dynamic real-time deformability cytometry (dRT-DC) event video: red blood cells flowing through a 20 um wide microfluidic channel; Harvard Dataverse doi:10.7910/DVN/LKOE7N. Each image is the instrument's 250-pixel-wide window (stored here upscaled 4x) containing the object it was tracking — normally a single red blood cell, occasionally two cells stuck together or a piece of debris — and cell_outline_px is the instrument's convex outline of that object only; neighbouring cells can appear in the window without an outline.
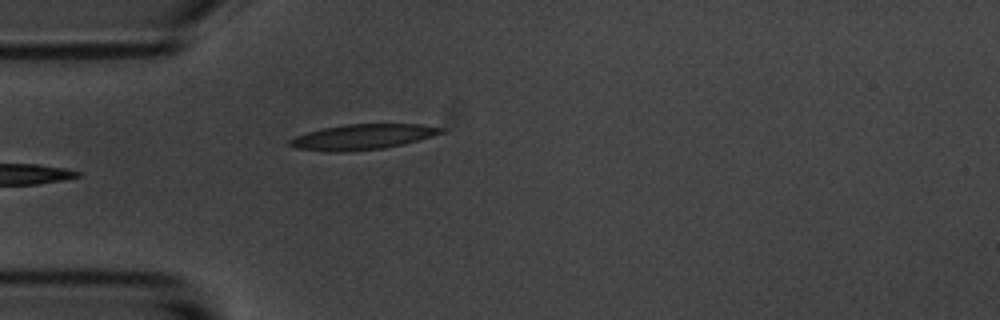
{"species": "common noctule bat (a hibernating species)", "species_latin": "Nyctalus noctula", "temperature_condition": "room temperature", "stored_images_in_passage": 4, "camera_frame_rate_fps": 3000, "um_per_image_px": 0.085, "animal": {"sex": "male", "body_mass_g": 20.1, "forearm_length_mm": 53.5}, "frame": {"image": 1, "passage_image": 4, "time_ms": 3.667, "image_size_px": [1000, 320], "cell_outline_px": [[444, 132], [432, 136], [384, 148], [348, 152], [324, 152], [296, 148], [288, 144], [288, 140], [296, 136], [308, 132], [324, 128], [344, 124], [420, 124], [444, 128]], "centroid_in_image_um": [30.76, 11.64], "position_along_channel_um": 54.2, "area_um2": 22.25}}